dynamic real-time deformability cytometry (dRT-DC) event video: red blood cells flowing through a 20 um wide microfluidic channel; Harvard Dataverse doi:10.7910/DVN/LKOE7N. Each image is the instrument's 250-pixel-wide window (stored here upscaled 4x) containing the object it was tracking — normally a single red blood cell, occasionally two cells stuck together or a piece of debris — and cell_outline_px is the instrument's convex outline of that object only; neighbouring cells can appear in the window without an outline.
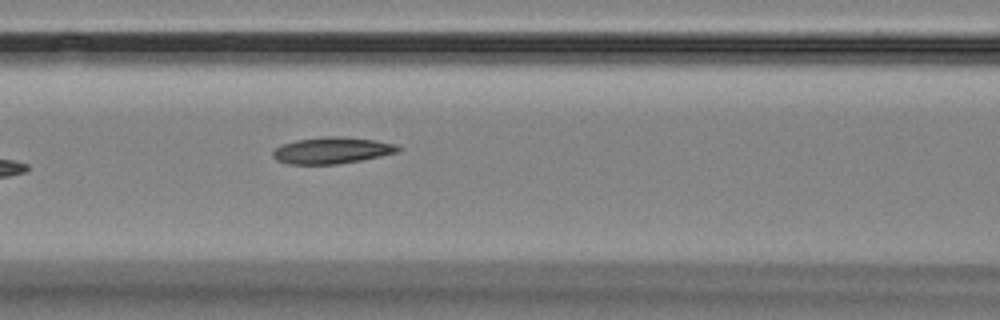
{"species": "Egyptian fruit bat (a non-hibernating species)", "species_latin": "Rousettus aegyptiacus", "temperature_condition": "room temperature", "stored_images_in_passage": 4, "camera_frame_rate_fps": 3000, "um_per_image_px": 0.085, "animal": {"sex": "female"}, "frame": {"image": 1, "passage_image": 4, "time_ms": 4.333, "image_size_px": [1000, 320], "cell_outline_px": [[404, 148], [400, 152], [360, 160], [336, 164], [288, 164], [276, 160], [272, 156], [272, 152], [276, 148], [284, 144], [296, 140], [324, 136], [340, 136], [376, 140], [396, 144]], "centroid_in_image_um": [28.26, 12.78], "position_along_channel_um": 138.3, "area_um2": 19.42}}